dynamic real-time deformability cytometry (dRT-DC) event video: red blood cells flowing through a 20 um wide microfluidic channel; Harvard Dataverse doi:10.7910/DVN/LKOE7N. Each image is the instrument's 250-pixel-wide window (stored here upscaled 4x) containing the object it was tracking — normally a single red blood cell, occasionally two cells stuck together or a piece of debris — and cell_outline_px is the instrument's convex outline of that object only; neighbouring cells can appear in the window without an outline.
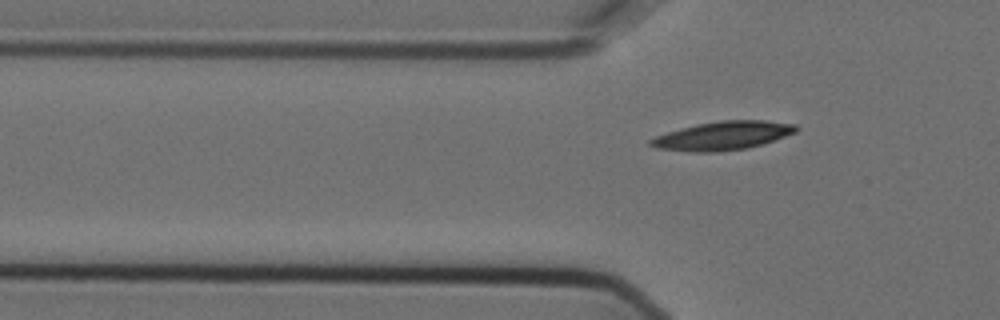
{"species": "Egyptian fruit bat (a non-hibernating species)", "species_latin": "Rousettus aegyptiacus", "temperature_condition": "cold", "stored_images_in_passage": 10, "camera_frame_rate_fps": 3000, "um_per_image_px": 0.085, "animal": {"sex": "female"}, "frame": {"image": 1, "passage_image": 5, "time_ms": 1.333, "image_size_px": [1000, 320], "cell_outline_px": [[800, 128], [796, 132], [748, 148], [716, 152], [692, 152], [656, 148], [648, 144], [648, 140], [656, 136], [680, 128], [696, 124], [720, 120], [764, 120], [796, 124]], "centroid_in_image_um": [61.42, 11.53], "position_along_channel_um": 64.4, "area_um2": 24.22}}
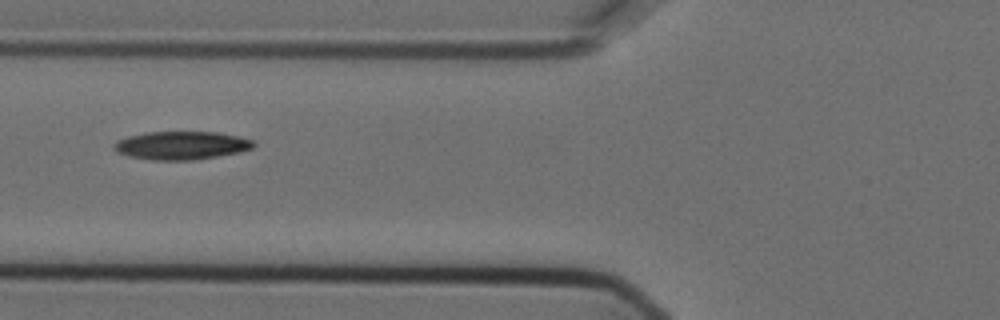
{"frame": {"image": 2, "passage_image": 6, "time_ms": 1.667, "image_size_px": [1000, 320], "cell_outline_px": [[256, 144], [252, 148], [240, 152], [192, 160], [152, 160], [128, 156], [116, 152], [112, 148], [112, 144], [116, 140], [128, 136], [148, 132], [216, 132], [256, 140]], "centroid_in_image_um": [15.39, 12.36], "position_along_channel_um": 110.4, "area_um2": 23.06}}
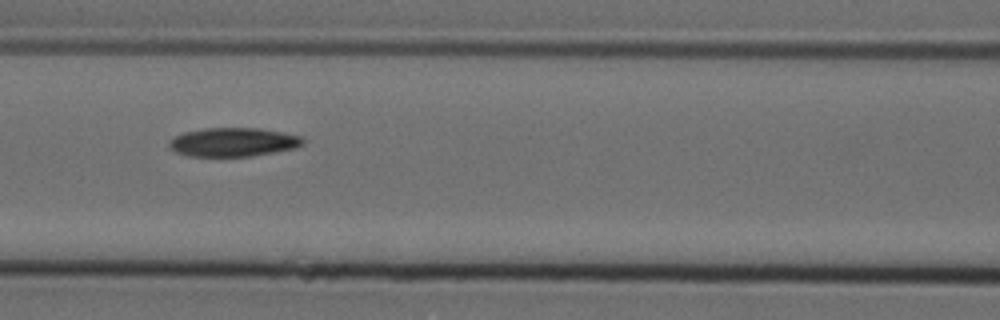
{"frame": {"image": 3, "passage_image": 7, "time_ms": 2.0, "image_size_px": [1000, 320], "cell_outline_px": [[304, 144], [296, 148], [252, 156], [188, 156], [176, 152], [168, 148], [168, 140], [184, 132], [204, 128], [256, 128], [280, 132], [300, 136], [304, 140]], "centroid_in_image_um": [19.79, 12.08], "position_along_channel_um": 146.8, "area_um2": 22.43}}